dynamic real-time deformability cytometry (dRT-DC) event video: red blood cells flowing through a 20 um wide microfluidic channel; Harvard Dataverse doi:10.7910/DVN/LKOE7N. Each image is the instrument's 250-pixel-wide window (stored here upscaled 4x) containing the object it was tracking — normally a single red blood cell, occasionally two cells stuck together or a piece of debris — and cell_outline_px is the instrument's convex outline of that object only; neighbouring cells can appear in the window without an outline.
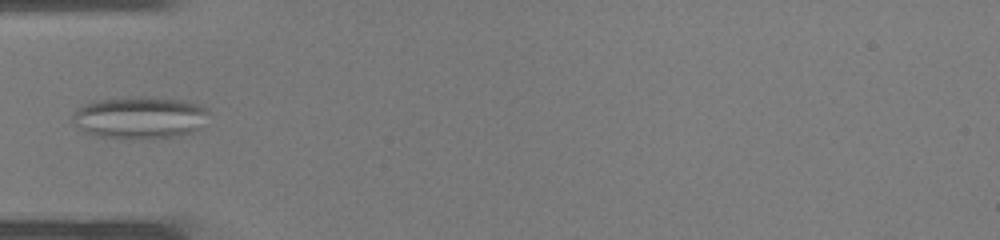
{"species": "common noctule bat (a hibernating species)", "species_latin": "Nyctalus noctula", "temperature_condition": "warm", "stored_images_in_passage": 34, "camera_frame_rate_fps": 3000, "um_per_image_px": 0.085, "animal": {"sex": "male", "body_mass_g": 19.0, "forearm_length_mm": 50.8}, "frame": {"image": 1, "passage_image": 9, "time_ms": 2.667, "image_size_px": [1000, 240], "cell_outline_px": [[208, 112], [200, 128], [192, 132], [180, 136], [96, 136], [84, 132], [72, 124], [72, 112], [84, 104], [92, 100], [120, 96], [144, 96], [184, 100], [200, 104], [208, 108]], "centroid_in_image_um": [11.83, 9.92], "position_along_channel_um": 73.2, "area_um2": 33.35}}
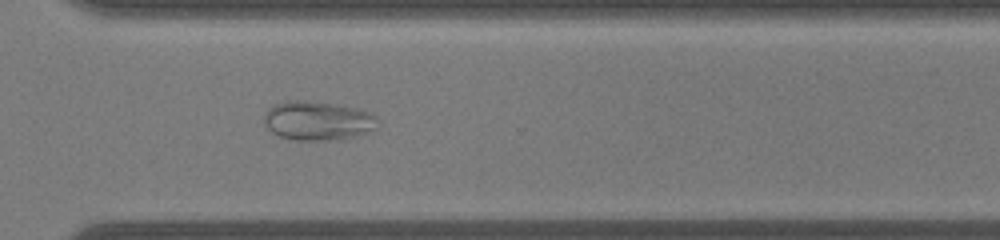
{"frame": {"image": 2, "passage_image": 24, "time_ms": 7.667, "image_size_px": [1000, 240], "cell_outline_px": [[380, 128], [356, 136], [336, 140], [292, 140], [280, 136], [272, 132], [264, 124], [264, 112], [268, 108], [276, 104], [292, 100], [304, 100], [336, 104], [356, 108], [368, 112], [376, 116], [380, 120]], "centroid_in_image_um": [27.05, 10.27], "position_along_channel_um": 343.6, "area_um2": 26.24}}
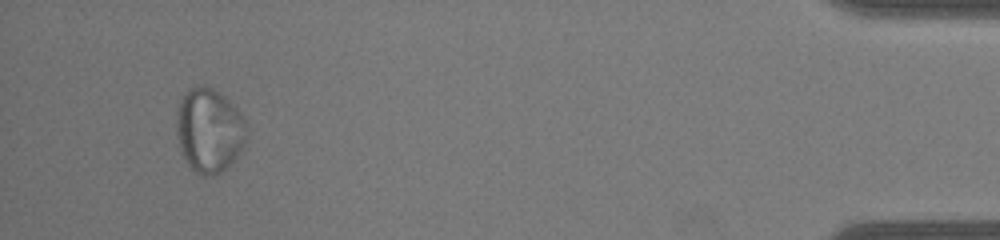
{"frame": {"image": 3, "passage_image": 32, "time_ms": 10.333, "image_size_px": [1000, 240], "cell_outline_px": [[244, 144], [240, 152], [228, 168], [216, 176], [200, 176], [188, 164], [180, 148], [176, 136], [176, 116], [180, 100], [184, 92], [188, 88], [200, 84], [204, 84], [212, 88], [224, 96], [240, 112], [244, 120]], "centroid_in_image_um": [17.74, 11.08], "position_along_channel_um": 417.5, "area_um2": 34.56}}